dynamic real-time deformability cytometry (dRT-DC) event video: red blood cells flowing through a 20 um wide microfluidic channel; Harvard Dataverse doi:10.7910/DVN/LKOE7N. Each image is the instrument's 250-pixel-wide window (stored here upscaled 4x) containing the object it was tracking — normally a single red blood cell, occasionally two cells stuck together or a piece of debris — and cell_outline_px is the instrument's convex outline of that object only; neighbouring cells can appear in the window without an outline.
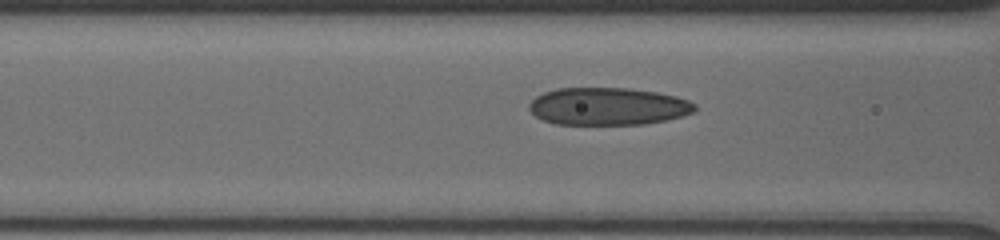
{"species": "human", "species_latin": "Homo sapiens", "temperature_condition": "cold", "stored_images_in_passage": 51, "camera_frame_rate_fps": 3000, "um_per_image_px": 0.085, "donor": {"sex": "male"}, "frame": {"image": 1, "passage_image": 24, "time_ms": 6.333, "image_size_px": [1000, 240], "cell_outline_px": [[696, 108], [692, 112], [680, 116], [664, 120], [644, 124], [556, 124], [544, 120], [536, 116], [528, 108], [528, 104], [536, 96], [544, 92], [556, 88], [628, 88], [656, 92], [676, 96], [688, 100], [696, 104]], "centroid_in_image_um": [51.65, 9.03], "position_along_channel_um": 114.9, "area_um2": 36.07}}
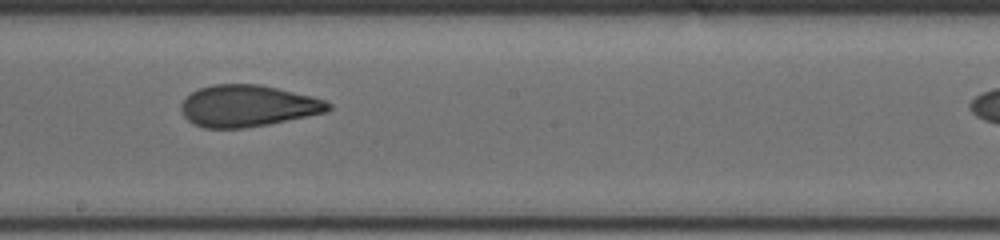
{"frame": {"image": 2, "passage_image": 35, "time_ms": 9.333, "image_size_px": [1000, 240], "cell_outline_px": [[332, 108], [328, 112], [268, 124], [240, 128], [204, 128], [188, 120], [184, 116], [180, 108], [180, 104], [192, 92], [200, 88], [212, 84], [260, 84], [312, 96], [324, 100], [332, 104]], "centroid_in_image_um": [21.08, 8.99], "position_along_channel_um": 227.1, "area_um2": 35.6}}
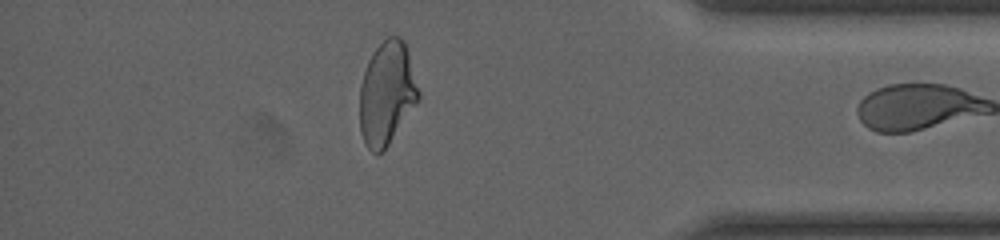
{"frame": {"image": 3, "passage_image": 50, "time_ms": 14.667, "image_size_px": [1000, 240], "cell_outline_px": [[420, 96], [384, 152], [372, 152], [364, 144], [360, 132], [360, 84], [368, 60], [372, 52], [388, 36], [400, 36], [404, 40], [408, 52], [420, 92]], "centroid_in_image_um": [32.86, 7.93], "position_along_channel_um": 402.3, "area_um2": 35.32}}